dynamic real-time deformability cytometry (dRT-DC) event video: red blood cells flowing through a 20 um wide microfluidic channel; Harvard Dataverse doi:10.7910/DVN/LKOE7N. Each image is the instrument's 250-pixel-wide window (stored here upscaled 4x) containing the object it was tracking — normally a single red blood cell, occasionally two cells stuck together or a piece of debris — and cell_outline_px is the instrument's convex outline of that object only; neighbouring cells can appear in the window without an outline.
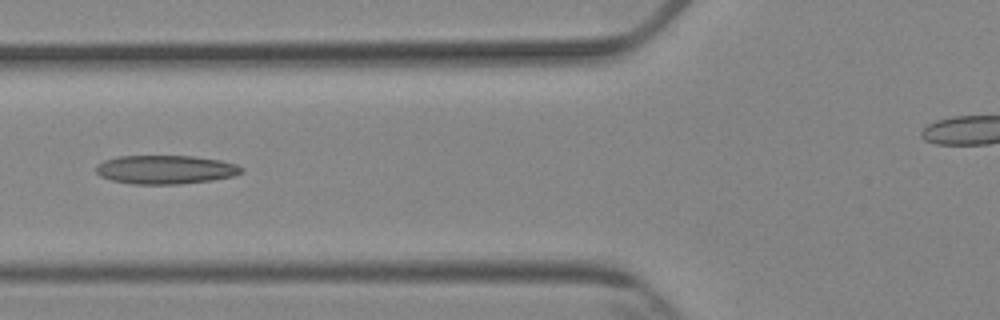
{"species": "Egyptian fruit bat (a non-hibernating species)", "species_latin": "Rousettus aegyptiacus", "temperature_condition": "cold", "stored_images_in_passage": 6, "camera_frame_rate_fps": 3000, "um_per_image_px": 0.085, "animal": {"sex": "female"}, "frame": {"image": 1, "passage_image": 5, "time_ms": 4.667, "image_size_px": [1000, 320], "cell_outline_px": [[244, 172], [232, 176], [212, 180], [180, 184], [132, 184], [112, 180], [100, 176], [96, 172], [96, 164], [104, 160], [120, 156], [192, 156], [220, 160], [236, 164], [244, 168]], "centroid_in_image_um": [14.07, 14.41], "position_along_channel_um": 111.7, "area_um2": 24.39}}
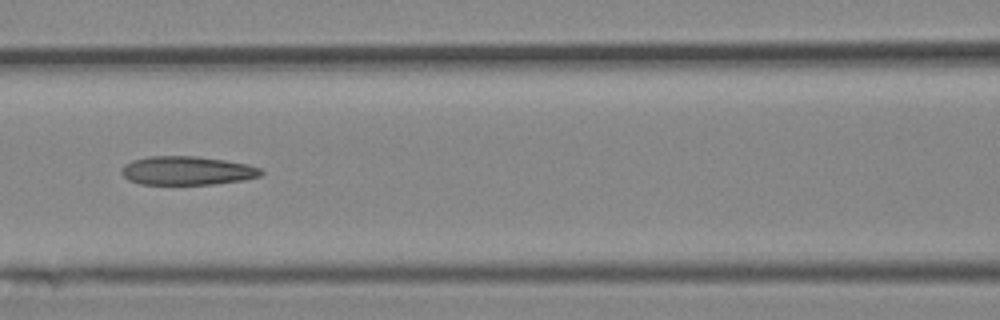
{"frame": {"image": 2, "passage_image": 6, "time_ms": 5.667, "image_size_px": [1000, 320], "cell_outline_px": [[264, 172], [260, 176], [244, 180], [212, 184], [140, 184], [128, 180], [120, 172], [124, 164], [132, 160], [148, 156], [196, 156], [224, 160], [248, 164], [260, 168]], "centroid_in_image_um": [15.89, 14.5], "position_along_channel_um": 150.7, "area_um2": 23.41}}